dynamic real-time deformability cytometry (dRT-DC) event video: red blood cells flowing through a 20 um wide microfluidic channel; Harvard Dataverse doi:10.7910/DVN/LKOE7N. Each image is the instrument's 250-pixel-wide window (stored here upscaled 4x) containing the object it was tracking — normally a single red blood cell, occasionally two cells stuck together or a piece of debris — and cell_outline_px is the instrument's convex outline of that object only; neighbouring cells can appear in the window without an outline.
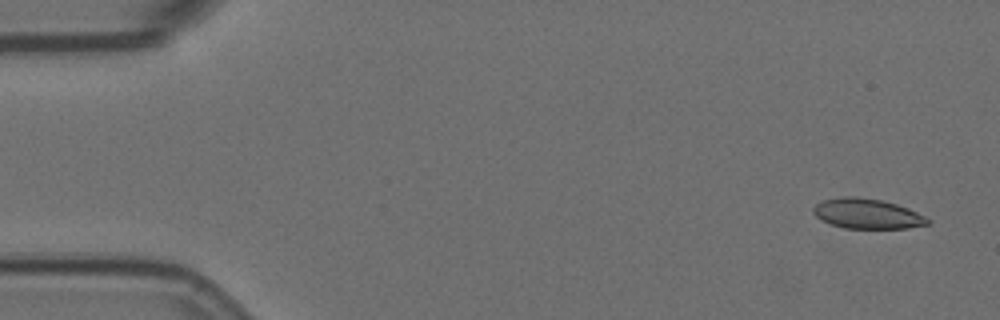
{"species": "Egyptian fruit bat (a non-hibernating species)", "species_latin": "Rousettus aegyptiacus", "temperature_condition": "room temperature", "stored_images_in_passage": 5, "camera_frame_rate_fps": 3000, "um_per_image_px": 0.085, "animal": {"sex": "female"}, "frame": {"image": 1, "passage_image": 1, "time_ms": 0.0, "image_size_px": [1000, 320], "cell_outline_px": [[932, 220], [928, 224], [908, 228], [844, 228], [820, 220], [812, 212], [812, 208], [816, 204], [824, 200], [844, 196], [856, 196], [880, 200], [896, 204], [908, 208]], "centroid_in_image_um": [73.69, 18.16], "position_along_channel_um": 11.3, "area_um2": 19.94}}
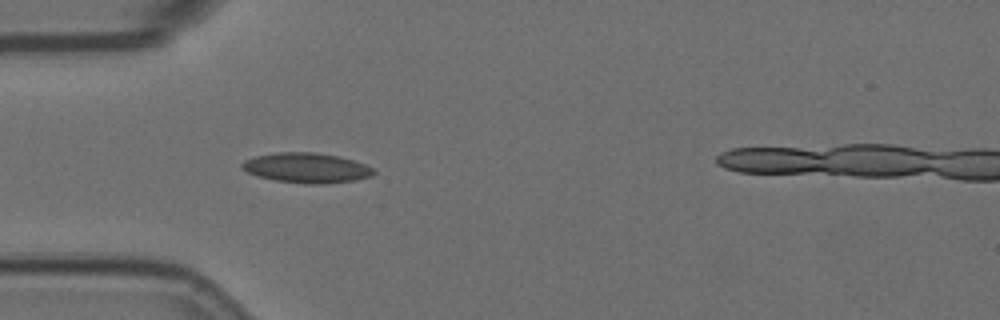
{"frame": {"image": 2, "passage_image": 5, "time_ms": 1.333, "image_size_px": [1000, 320], "cell_outline_px": [[376, 172], [372, 176], [356, 180], [324, 184], [308, 184], [276, 180], [256, 176], [248, 172], [240, 164], [244, 160], [256, 156], [276, 152], [312, 152], [340, 156], [364, 164], [372, 168]], "centroid_in_image_um": [26.07, 14.27], "position_along_channel_um": 58.9, "area_um2": 22.95}}